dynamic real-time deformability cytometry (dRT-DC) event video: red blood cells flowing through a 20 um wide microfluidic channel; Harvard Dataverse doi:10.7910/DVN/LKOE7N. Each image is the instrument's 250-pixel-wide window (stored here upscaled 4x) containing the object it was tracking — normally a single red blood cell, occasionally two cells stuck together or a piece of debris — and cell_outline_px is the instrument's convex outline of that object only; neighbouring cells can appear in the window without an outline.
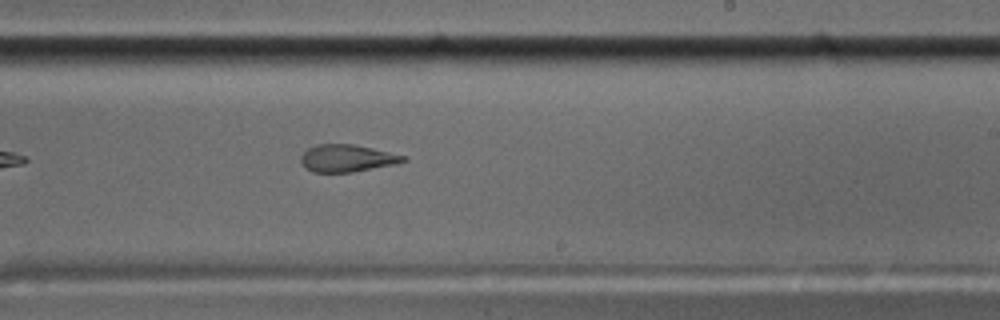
{"species": "common noctule bat (a hibernating species)", "species_latin": "Nyctalus noctula", "temperature_condition": "cold", "stored_images_in_passage": 33, "camera_frame_rate_fps": 3000, "um_per_image_px": 0.085, "animal": {"sex": "male", "body_mass_g": 17.5, "forearm_length_mm": 52.3}, "frame": {"image": 1, "passage_image": 19, "time_ms": 6.0, "image_size_px": [1000, 320], "cell_outline_px": [[408, 160], [396, 164], [352, 172], [312, 172], [304, 168], [300, 160], [300, 156], [308, 148], [316, 144], [352, 144], [372, 148], [408, 156]], "centroid_in_image_um": [29.49, 13.45], "position_along_channel_um": 259.5, "area_um2": 16.42}, "authors_computed_cell_mechanics": {"area_um2": 16.9932, "velocity_mm_per_s": 3.5455, "shape_relaxation_time_tau1_ms": null, "shape_relaxation_time_tau2_ms": 1.9985, "deformation_change_tau1": null, "deformation_change_tau2": 0.0883}}